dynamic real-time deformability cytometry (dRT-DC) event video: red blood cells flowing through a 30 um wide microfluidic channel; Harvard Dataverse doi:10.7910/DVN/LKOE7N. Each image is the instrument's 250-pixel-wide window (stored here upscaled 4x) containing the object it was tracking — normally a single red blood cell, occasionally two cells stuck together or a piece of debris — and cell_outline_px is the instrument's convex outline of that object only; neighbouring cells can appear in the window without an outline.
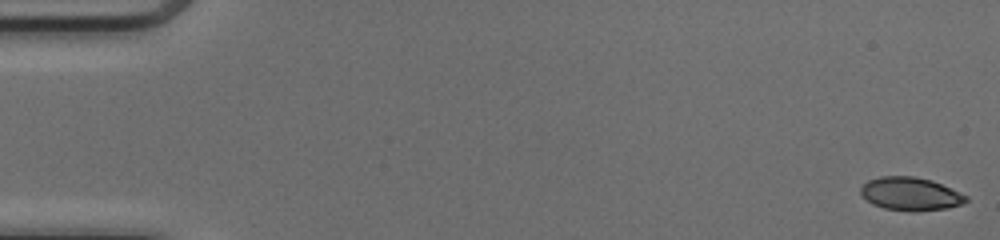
{"species": "common noctule bat (a hibernating species)", "species_latin": "Nyctalus noctula", "temperature_condition": "cold", "stored_images_in_passage": 50, "camera_frame_rate_fps": 3000, "um_per_image_px": 0.085, "animal": {"sex": "female", "body_mass_g": 17.0, "forearm_length_mm": 48.0}, "frame": {"image": 1, "passage_image": 1, "time_ms": 0.0, "image_size_px": [1000, 240], "cell_outline_px": [[968, 200], [960, 204], [948, 208], [916, 212], [884, 208], [872, 204], [860, 192], [860, 188], [868, 180], [880, 176], [912, 176], [932, 180], [968, 196]], "centroid_in_image_um": [77.39, 16.48], "position_along_channel_um": 7.6, "area_um2": 20.29}}
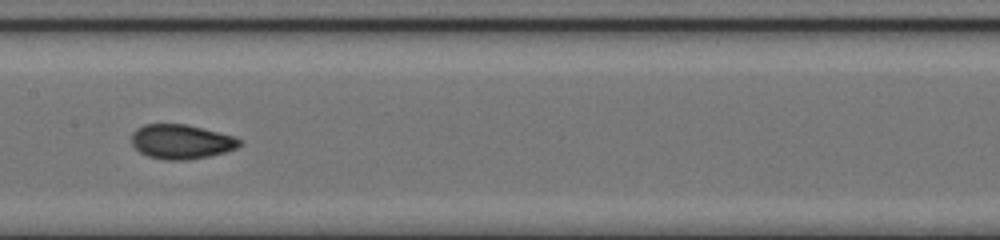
{"frame": {"image": 2, "passage_image": 26, "time_ms": 8.333, "image_size_px": [1000, 240], "cell_outline_px": [[244, 144], [236, 148], [224, 152], [208, 156], [188, 160], [164, 160], [148, 156], [140, 152], [132, 144], [132, 132], [136, 128], [144, 124], [188, 124], [236, 136], [244, 140]], "centroid_in_image_um": [15.45, 12.03], "position_along_channel_um": 191.9, "area_um2": 22.02}}
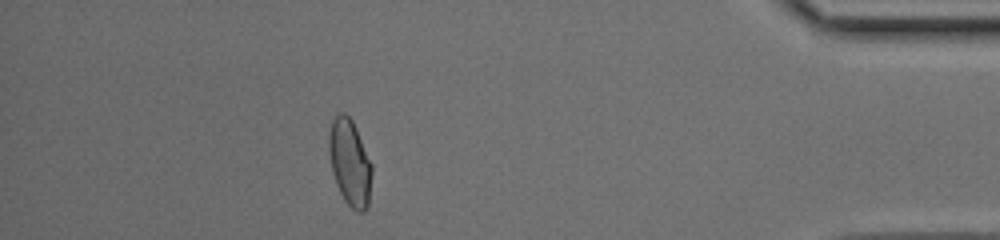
{"frame": {"image": 3, "passage_image": 45, "time_ms": 14.667, "image_size_px": [1000, 240], "cell_outline_px": [[372, 176], [368, 204], [364, 212], [356, 212], [344, 200], [336, 184], [332, 172], [328, 152], [328, 132], [332, 120], [336, 112], [344, 112], [352, 120], [356, 128], [372, 164]], "centroid_in_image_um": [29.72, 13.79], "position_along_channel_um": 405.5, "area_um2": 21.91}, "authors_computed_cell_mechanics": {"area_um2": 21.2993, "velocity_mm_per_s": 4.1324, "shape_relaxation_time_tau1_ms": 6.865, "shape_relaxation_time_tau2_ms": 1.0576, "deformation_change_tau1": 0.1722, "deformation_change_tau2": 0.054}}